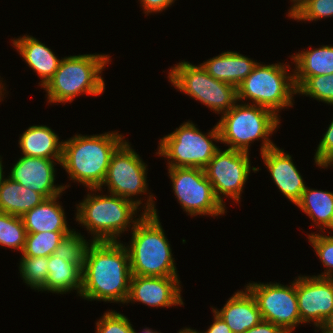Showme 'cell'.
Here are the masks:
<instances>
[{"label": "cell", "instance_id": "74e56055", "mask_svg": "<svg viewBox=\"0 0 333 333\" xmlns=\"http://www.w3.org/2000/svg\"><path fill=\"white\" fill-rule=\"evenodd\" d=\"M214 323L204 333H233L228 325L214 311ZM202 333V332H201Z\"/></svg>", "mask_w": 333, "mask_h": 333}, {"label": "cell", "instance_id": "ab89813d", "mask_svg": "<svg viewBox=\"0 0 333 333\" xmlns=\"http://www.w3.org/2000/svg\"><path fill=\"white\" fill-rule=\"evenodd\" d=\"M6 178H3V166H2V160L0 159V184L5 180Z\"/></svg>", "mask_w": 333, "mask_h": 333}, {"label": "cell", "instance_id": "484cf974", "mask_svg": "<svg viewBox=\"0 0 333 333\" xmlns=\"http://www.w3.org/2000/svg\"><path fill=\"white\" fill-rule=\"evenodd\" d=\"M306 213L321 231L323 226L333 230V192L306 189L300 201L296 204Z\"/></svg>", "mask_w": 333, "mask_h": 333}, {"label": "cell", "instance_id": "ba28073f", "mask_svg": "<svg viewBox=\"0 0 333 333\" xmlns=\"http://www.w3.org/2000/svg\"><path fill=\"white\" fill-rule=\"evenodd\" d=\"M195 126L192 122H186L171 134L160 139L157 154L171 160L168 163V168L204 169L219 150L212 142L214 139L220 141L217 124L207 136Z\"/></svg>", "mask_w": 333, "mask_h": 333}, {"label": "cell", "instance_id": "ac0fdd59", "mask_svg": "<svg viewBox=\"0 0 333 333\" xmlns=\"http://www.w3.org/2000/svg\"><path fill=\"white\" fill-rule=\"evenodd\" d=\"M212 309L233 333H244L263 320L257 302L247 288L230 297L220 311Z\"/></svg>", "mask_w": 333, "mask_h": 333}, {"label": "cell", "instance_id": "4fadbf2b", "mask_svg": "<svg viewBox=\"0 0 333 333\" xmlns=\"http://www.w3.org/2000/svg\"><path fill=\"white\" fill-rule=\"evenodd\" d=\"M146 177L145 163L124 140L111 156L102 186L107 185L110 194L133 201L131 196L146 193Z\"/></svg>", "mask_w": 333, "mask_h": 333}, {"label": "cell", "instance_id": "5b68a950", "mask_svg": "<svg viewBox=\"0 0 333 333\" xmlns=\"http://www.w3.org/2000/svg\"><path fill=\"white\" fill-rule=\"evenodd\" d=\"M279 119L278 115L268 108L254 104H235L217 123L220 141L230 145L228 149L248 153L249 144L262 138V154L276 146L269 136L280 124Z\"/></svg>", "mask_w": 333, "mask_h": 333}, {"label": "cell", "instance_id": "7402d4cb", "mask_svg": "<svg viewBox=\"0 0 333 333\" xmlns=\"http://www.w3.org/2000/svg\"><path fill=\"white\" fill-rule=\"evenodd\" d=\"M58 197L44 199L21 217L27 233L71 231L62 206L56 202Z\"/></svg>", "mask_w": 333, "mask_h": 333}, {"label": "cell", "instance_id": "d6a6232c", "mask_svg": "<svg viewBox=\"0 0 333 333\" xmlns=\"http://www.w3.org/2000/svg\"><path fill=\"white\" fill-rule=\"evenodd\" d=\"M308 237L323 265L329 268V270H325L326 272L316 277L333 278V236L311 233Z\"/></svg>", "mask_w": 333, "mask_h": 333}, {"label": "cell", "instance_id": "8fae6325", "mask_svg": "<svg viewBox=\"0 0 333 333\" xmlns=\"http://www.w3.org/2000/svg\"><path fill=\"white\" fill-rule=\"evenodd\" d=\"M255 298L263 320L291 333L301 323L296 294V280L290 286L280 283H249L246 287Z\"/></svg>", "mask_w": 333, "mask_h": 333}, {"label": "cell", "instance_id": "d6986e66", "mask_svg": "<svg viewBox=\"0 0 333 333\" xmlns=\"http://www.w3.org/2000/svg\"><path fill=\"white\" fill-rule=\"evenodd\" d=\"M257 63L242 54L227 51L207 60L201 66L213 78L238 87Z\"/></svg>", "mask_w": 333, "mask_h": 333}, {"label": "cell", "instance_id": "ffe728a7", "mask_svg": "<svg viewBox=\"0 0 333 333\" xmlns=\"http://www.w3.org/2000/svg\"><path fill=\"white\" fill-rule=\"evenodd\" d=\"M25 62L42 78L40 86L44 87L57 71L61 60L36 38L24 35L13 40Z\"/></svg>", "mask_w": 333, "mask_h": 333}, {"label": "cell", "instance_id": "f35d334b", "mask_svg": "<svg viewBox=\"0 0 333 333\" xmlns=\"http://www.w3.org/2000/svg\"><path fill=\"white\" fill-rule=\"evenodd\" d=\"M320 329H322V333H333V310L320 326Z\"/></svg>", "mask_w": 333, "mask_h": 333}, {"label": "cell", "instance_id": "5bb4252c", "mask_svg": "<svg viewBox=\"0 0 333 333\" xmlns=\"http://www.w3.org/2000/svg\"><path fill=\"white\" fill-rule=\"evenodd\" d=\"M296 294L301 323L319 327L333 310V278L298 277Z\"/></svg>", "mask_w": 333, "mask_h": 333}, {"label": "cell", "instance_id": "ee69618b", "mask_svg": "<svg viewBox=\"0 0 333 333\" xmlns=\"http://www.w3.org/2000/svg\"><path fill=\"white\" fill-rule=\"evenodd\" d=\"M2 88H3V86H2V83L0 82V97H3V96H1L2 95ZM0 101H1V98H0Z\"/></svg>", "mask_w": 333, "mask_h": 333}, {"label": "cell", "instance_id": "3957f363", "mask_svg": "<svg viewBox=\"0 0 333 333\" xmlns=\"http://www.w3.org/2000/svg\"><path fill=\"white\" fill-rule=\"evenodd\" d=\"M118 132L101 135H76L63 142L61 166L72 180L91 191H98L107 174L113 152L123 142Z\"/></svg>", "mask_w": 333, "mask_h": 333}, {"label": "cell", "instance_id": "1f68e13d", "mask_svg": "<svg viewBox=\"0 0 333 333\" xmlns=\"http://www.w3.org/2000/svg\"><path fill=\"white\" fill-rule=\"evenodd\" d=\"M297 93L333 105V74L308 77L297 88Z\"/></svg>", "mask_w": 333, "mask_h": 333}, {"label": "cell", "instance_id": "52a82bcc", "mask_svg": "<svg viewBox=\"0 0 333 333\" xmlns=\"http://www.w3.org/2000/svg\"><path fill=\"white\" fill-rule=\"evenodd\" d=\"M283 64L257 65L237 87L238 101L250 99L254 105L272 110L292 106L293 94H297L294 74H287Z\"/></svg>", "mask_w": 333, "mask_h": 333}, {"label": "cell", "instance_id": "7bdbcfd3", "mask_svg": "<svg viewBox=\"0 0 333 333\" xmlns=\"http://www.w3.org/2000/svg\"><path fill=\"white\" fill-rule=\"evenodd\" d=\"M293 1V6H291L290 11L302 0H292Z\"/></svg>", "mask_w": 333, "mask_h": 333}, {"label": "cell", "instance_id": "d4e9b609", "mask_svg": "<svg viewBox=\"0 0 333 333\" xmlns=\"http://www.w3.org/2000/svg\"><path fill=\"white\" fill-rule=\"evenodd\" d=\"M82 269L52 254L48 257V277L41 291L66 293L76 290L81 293Z\"/></svg>", "mask_w": 333, "mask_h": 333}, {"label": "cell", "instance_id": "60d3db41", "mask_svg": "<svg viewBox=\"0 0 333 333\" xmlns=\"http://www.w3.org/2000/svg\"><path fill=\"white\" fill-rule=\"evenodd\" d=\"M179 333H199L196 330H192L190 328H185L179 331Z\"/></svg>", "mask_w": 333, "mask_h": 333}, {"label": "cell", "instance_id": "9c48e42d", "mask_svg": "<svg viewBox=\"0 0 333 333\" xmlns=\"http://www.w3.org/2000/svg\"><path fill=\"white\" fill-rule=\"evenodd\" d=\"M168 77L181 92L217 113H226L238 101L236 86L213 78L201 65L181 62L171 69Z\"/></svg>", "mask_w": 333, "mask_h": 333}, {"label": "cell", "instance_id": "d590c367", "mask_svg": "<svg viewBox=\"0 0 333 333\" xmlns=\"http://www.w3.org/2000/svg\"><path fill=\"white\" fill-rule=\"evenodd\" d=\"M141 6L145 11V14L152 13V12H160L167 7H169L174 0H140Z\"/></svg>", "mask_w": 333, "mask_h": 333}, {"label": "cell", "instance_id": "4dcf8cb0", "mask_svg": "<svg viewBox=\"0 0 333 333\" xmlns=\"http://www.w3.org/2000/svg\"><path fill=\"white\" fill-rule=\"evenodd\" d=\"M295 20L313 21L333 16V0H302L288 14Z\"/></svg>", "mask_w": 333, "mask_h": 333}, {"label": "cell", "instance_id": "603a6c76", "mask_svg": "<svg viewBox=\"0 0 333 333\" xmlns=\"http://www.w3.org/2000/svg\"><path fill=\"white\" fill-rule=\"evenodd\" d=\"M296 63L294 82L298 88L308 77L333 74V46H322L292 56Z\"/></svg>", "mask_w": 333, "mask_h": 333}, {"label": "cell", "instance_id": "9a60e30c", "mask_svg": "<svg viewBox=\"0 0 333 333\" xmlns=\"http://www.w3.org/2000/svg\"><path fill=\"white\" fill-rule=\"evenodd\" d=\"M178 276L156 277L132 275L126 303L138 301L152 307L184 305Z\"/></svg>", "mask_w": 333, "mask_h": 333}, {"label": "cell", "instance_id": "b9f144b4", "mask_svg": "<svg viewBox=\"0 0 333 333\" xmlns=\"http://www.w3.org/2000/svg\"><path fill=\"white\" fill-rule=\"evenodd\" d=\"M133 333H137V332H135V330L133 329ZM142 333H158V332L146 328V329H144V331Z\"/></svg>", "mask_w": 333, "mask_h": 333}, {"label": "cell", "instance_id": "8992f818", "mask_svg": "<svg viewBox=\"0 0 333 333\" xmlns=\"http://www.w3.org/2000/svg\"><path fill=\"white\" fill-rule=\"evenodd\" d=\"M93 195V196H92ZM87 195L77 206L76 221L83 224L95 242L117 241L122 231H126L132 222L134 226L138 220H133L135 211L142 203L141 200L130 201L118 195L100 196ZM95 235V236H94Z\"/></svg>", "mask_w": 333, "mask_h": 333}, {"label": "cell", "instance_id": "4316f807", "mask_svg": "<svg viewBox=\"0 0 333 333\" xmlns=\"http://www.w3.org/2000/svg\"><path fill=\"white\" fill-rule=\"evenodd\" d=\"M72 231H45L38 233H27L22 256L49 257L54 254L55 248L61 243L66 235Z\"/></svg>", "mask_w": 333, "mask_h": 333}, {"label": "cell", "instance_id": "836d02e7", "mask_svg": "<svg viewBox=\"0 0 333 333\" xmlns=\"http://www.w3.org/2000/svg\"><path fill=\"white\" fill-rule=\"evenodd\" d=\"M96 325L97 333H133L128 318L115 311L104 313Z\"/></svg>", "mask_w": 333, "mask_h": 333}, {"label": "cell", "instance_id": "83f0119b", "mask_svg": "<svg viewBox=\"0 0 333 333\" xmlns=\"http://www.w3.org/2000/svg\"><path fill=\"white\" fill-rule=\"evenodd\" d=\"M27 232L21 217L0 212V245L23 251Z\"/></svg>", "mask_w": 333, "mask_h": 333}, {"label": "cell", "instance_id": "f1b7e54d", "mask_svg": "<svg viewBox=\"0 0 333 333\" xmlns=\"http://www.w3.org/2000/svg\"><path fill=\"white\" fill-rule=\"evenodd\" d=\"M88 242L81 234L73 231L66 235L61 243L55 248L54 255L66 262H72L83 269Z\"/></svg>", "mask_w": 333, "mask_h": 333}, {"label": "cell", "instance_id": "277c9868", "mask_svg": "<svg viewBox=\"0 0 333 333\" xmlns=\"http://www.w3.org/2000/svg\"><path fill=\"white\" fill-rule=\"evenodd\" d=\"M110 56L102 54H84L65 57L53 77L44 86L49 103L72 102L82 93L100 95L105 84L102 70Z\"/></svg>", "mask_w": 333, "mask_h": 333}, {"label": "cell", "instance_id": "6da1fadb", "mask_svg": "<svg viewBox=\"0 0 333 333\" xmlns=\"http://www.w3.org/2000/svg\"><path fill=\"white\" fill-rule=\"evenodd\" d=\"M89 244L79 296L87 300L126 303L132 277L127 248L118 241Z\"/></svg>", "mask_w": 333, "mask_h": 333}, {"label": "cell", "instance_id": "7c38bea8", "mask_svg": "<svg viewBox=\"0 0 333 333\" xmlns=\"http://www.w3.org/2000/svg\"><path fill=\"white\" fill-rule=\"evenodd\" d=\"M249 153L226 149L218 150L204 172L216 198L223 204L220 194L229 196L239 202L244 184L250 174Z\"/></svg>", "mask_w": 333, "mask_h": 333}, {"label": "cell", "instance_id": "cb8c5ba5", "mask_svg": "<svg viewBox=\"0 0 333 333\" xmlns=\"http://www.w3.org/2000/svg\"><path fill=\"white\" fill-rule=\"evenodd\" d=\"M45 198L8 177L0 184V212L22 217Z\"/></svg>", "mask_w": 333, "mask_h": 333}, {"label": "cell", "instance_id": "e0dca14e", "mask_svg": "<svg viewBox=\"0 0 333 333\" xmlns=\"http://www.w3.org/2000/svg\"><path fill=\"white\" fill-rule=\"evenodd\" d=\"M261 156L274 183L284 196L296 205L306 186L291 156L277 146L266 150Z\"/></svg>", "mask_w": 333, "mask_h": 333}, {"label": "cell", "instance_id": "e575fe53", "mask_svg": "<svg viewBox=\"0 0 333 333\" xmlns=\"http://www.w3.org/2000/svg\"><path fill=\"white\" fill-rule=\"evenodd\" d=\"M314 160L323 168L333 165V120L317 147Z\"/></svg>", "mask_w": 333, "mask_h": 333}, {"label": "cell", "instance_id": "30bf717a", "mask_svg": "<svg viewBox=\"0 0 333 333\" xmlns=\"http://www.w3.org/2000/svg\"><path fill=\"white\" fill-rule=\"evenodd\" d=\"M174 193L184 209L191 216H217L225 213V204L215 196L212 184L201 168H168Z\"/></svg>", "mask_w": 333, "mask_h": 333}, {"label": "cell", "instance_id": "44dd1931", "mask_svg": "<svg viewBox=\"0 0 333 333\" xmlns=\"http://www.w3.org/2000/svg\"><path fill=\"white\" fill-rule=\"evenodd\" d=\"M19 145L24 156L53 159L61 164L63 142L47 126H30L21 135Z\"/></svg>", "mask_w": 333, "mask_h": 333}, {"label": "cell", "instance_id": "7a4b0ae2", "mask_svg": "<svg viewBox=\"0 0 333 333\" xmlns=\"http://www.w3.org/2000/svg\"><path fill=\"white\" fill-rule=\"evenodd\" d=\"M152 196H149L141 218L131 228V243L126 246L131 273L138 276H178Z\"/></svg>", "mask_w": 333, "mask_h": 333}, {"label": "cell", "instance_id": "8d00e7d4", "mask_svg": "<svg viewBox=\"0 0 333 333\" xmlns=\"http://www.w3.org/2000/svg\"><path fill=\"white\" fill-rule=\"evenodd\" d=\"M244 333H287L282 327L269 321L262 320L255 327L248 329Z\"/></svg>", "mask_w": 333, "mask_h": 333}, {"label": "cell", "instance_id": "f546056e", "mask_svg": "<svg viewBox=\"0 0 333 333\" xmlns=\"http://www.w3.org/2000/svg\"><path fill=\"white\" fill-rule=\"evenodd\" d=\"M19 268L23 281L39 291L48 277V257L22 256Z\"/></svg>", "mask_w": 333, "mask_h": 333}, {"label": "cell", "instance_id": "2e32d148", "mask_svg": "<svg viewBox=\"0 0 333 333\" xmlns=\"http://www.w3.org/2000/svg\"><path fill=\"white\" fill-rule=\"evenodd\" d=\"M52 159L22 156L10 170L9 178L40 193L45 199L60 195L66 187L54 186L55 168Z\"/></svg>", "mask_w": 333, "mask_h": 333}]
</instances>
